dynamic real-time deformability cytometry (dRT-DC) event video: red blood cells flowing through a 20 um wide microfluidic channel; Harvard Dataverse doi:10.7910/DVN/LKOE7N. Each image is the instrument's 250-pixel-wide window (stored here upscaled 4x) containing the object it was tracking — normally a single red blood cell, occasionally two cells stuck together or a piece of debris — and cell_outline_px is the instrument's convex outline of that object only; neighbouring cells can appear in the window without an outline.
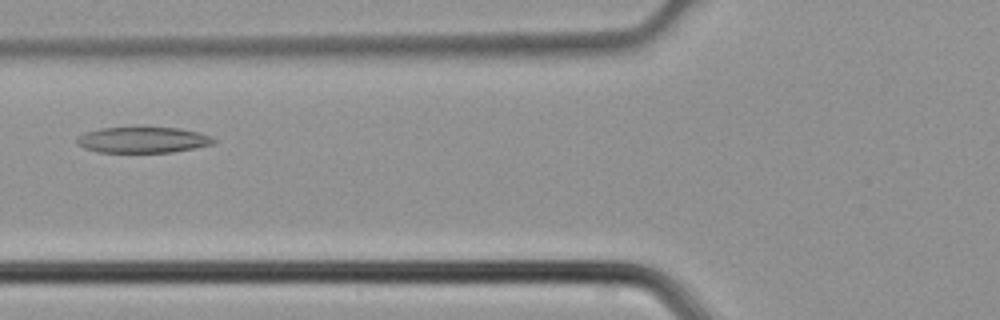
{"species": "common noctule bat (a hibernating species)", "species_latin": "Nyctalus noctula", "temperature_condition": "cold", "stored_images_in_passage": 3, "camera_frame_rate_fps": 3000, "um_per_image_px": 0.085, "animal": {"sex": "male", "body_mass_g": 21.5, "forearm_length_mm": 52.0}, "frame": {"image": 1, "passage_image": 3, "time_ms": 0.667, "image_size_px": [1000, 320], "cell_outline_px": [[216, 140], [212, 144], [172, 152], [96, 152], [84, 148], [76, 144], [76, 136], [84, 132], [100, 128], [180, 128], [196, 132], [208, 136]], "centroid_in_image_um": [12.04, 11.9], "position_along_channel_um": 113.8, "area_um2": 20.4}}